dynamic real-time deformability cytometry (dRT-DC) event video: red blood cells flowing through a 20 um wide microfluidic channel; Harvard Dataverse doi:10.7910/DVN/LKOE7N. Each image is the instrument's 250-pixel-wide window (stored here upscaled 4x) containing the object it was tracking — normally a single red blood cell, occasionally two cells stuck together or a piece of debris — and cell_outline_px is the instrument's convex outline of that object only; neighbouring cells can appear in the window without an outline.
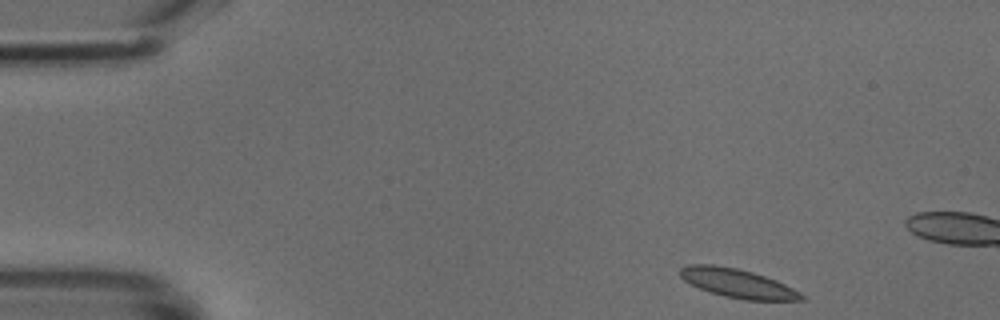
{"species": "common noctule bat (a hibernating species)", "species_latin": "Nyctalus noctula", "temperature_condition": "cold", "stored_images_in_passage": 10, "camera_frame_rate_fps": 3000, "um_per_image_px": 0.085, "animal": {"sex": "male", "body_mass_g": 18.8}, "frame": {"image": 1, "passage_image": 1, "time_ms": 0.0, "image_size_px": [1000, 320], "cell_outline_px": [[804, 300], [744, 300], [724, 296], [708, 292], [684, 280], [680, 276], [680, 268], [688, 264], [712, 264], [736, 268], [752, 272], [776, 280], [800, 292], [804, 296]], "centroid_in_image_um": [62.67, 24.08], "position_along_channel_um": 22.3, "area_um2": 20.29}}